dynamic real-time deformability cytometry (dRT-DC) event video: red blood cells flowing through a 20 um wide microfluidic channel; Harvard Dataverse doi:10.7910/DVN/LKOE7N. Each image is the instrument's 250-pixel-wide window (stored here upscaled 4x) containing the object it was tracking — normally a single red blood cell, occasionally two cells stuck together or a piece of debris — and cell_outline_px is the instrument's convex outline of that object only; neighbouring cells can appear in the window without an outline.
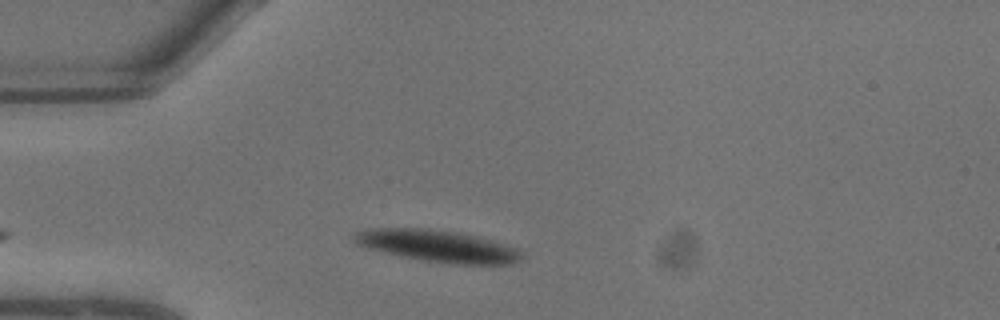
{"species": "common noctule bat (a hibernating species)", "species_latin": "Nyctalus noctula", "temperature_condition": "warm", "stored_images_in_passage": 3, "camera_frame_rate_fps": 3000, "um_per_image_px": 0.085, "animal": {"sex": "male", "body_mass_g": 13.3}, "frame": {"image": 1, "passage_image": 1, "time_ms": 0.0, "image_size_px": [1000, 320], "cell_outline_px": [[520, 260], [512, 264], [456, 264], [424, 260], [400, 256], [368, 248], [352, 240], [352, 236], [356, 232], [368, 228], [428, 228], [456, 232], [476, 236], [508, 244], [520, 248]], "centroid_in_image_um": [37.22, 20.9], "position_along_channel_um": 47.8, "area_um2": 31.04}}
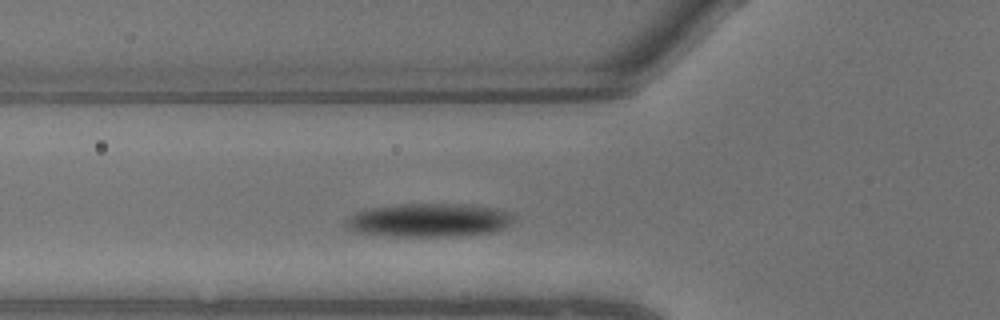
{"frame": {"image": 2, "passage_image": 3, "time_ms": 0.667, "image_size_px": [1000, 320], "cell_outline_px": [[516, 212], [512, 220], [504, 228], [492, 232], [456, 236], [396, 236], [356, 232], [348, 228], [344, 224], [344, 216], [364, 208], [396, 204], [476, 204], [504, 208]], "centroid_in_image_um": [36.47, 18.68], "position_along_channel_um": 89.3, "area_um2": 33.7}}